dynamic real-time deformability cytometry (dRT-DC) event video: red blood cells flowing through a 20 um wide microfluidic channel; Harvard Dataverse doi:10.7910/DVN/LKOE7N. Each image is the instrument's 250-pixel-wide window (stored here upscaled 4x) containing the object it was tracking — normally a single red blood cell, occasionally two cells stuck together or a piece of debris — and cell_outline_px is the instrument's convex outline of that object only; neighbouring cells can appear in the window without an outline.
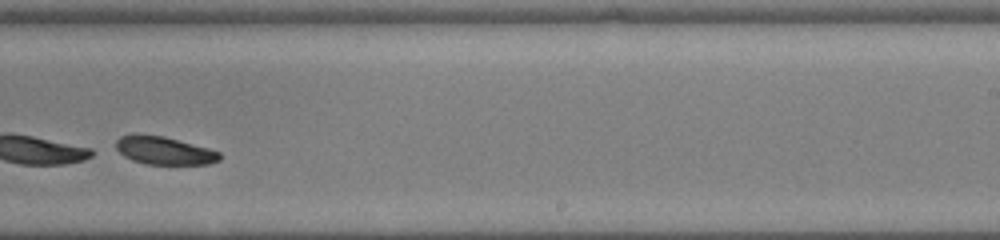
{"species": "common noctule bat (a hibernating species)", "species_latin": "Nyctalus noctula", "temperature_condition": "warm", "stored_images_in_passage": 25, "camera_frame_rate_fps": 3000, "um_per_image_px": 0.085, "animal": {"sex": "male", "body_mass_g": 19.0, "forearm_length_mm": 50.8}, "frame": {"image": 1, "passage_image": 18, "time_ms": 5.667, "image_size_px": [1000, 240], "cell_outline_px": [[220, 160], [208, 164], [144, 164], [132, 160], [124, 156], [116, 148], [116, 140], [120, 136], [132, 132], [164, 136], [208, 148], [220, 152]], "centroid_in_image_um": [13.91, 12.77], "position_along_channel_um": 275.1, "area_um2": 17.11}}